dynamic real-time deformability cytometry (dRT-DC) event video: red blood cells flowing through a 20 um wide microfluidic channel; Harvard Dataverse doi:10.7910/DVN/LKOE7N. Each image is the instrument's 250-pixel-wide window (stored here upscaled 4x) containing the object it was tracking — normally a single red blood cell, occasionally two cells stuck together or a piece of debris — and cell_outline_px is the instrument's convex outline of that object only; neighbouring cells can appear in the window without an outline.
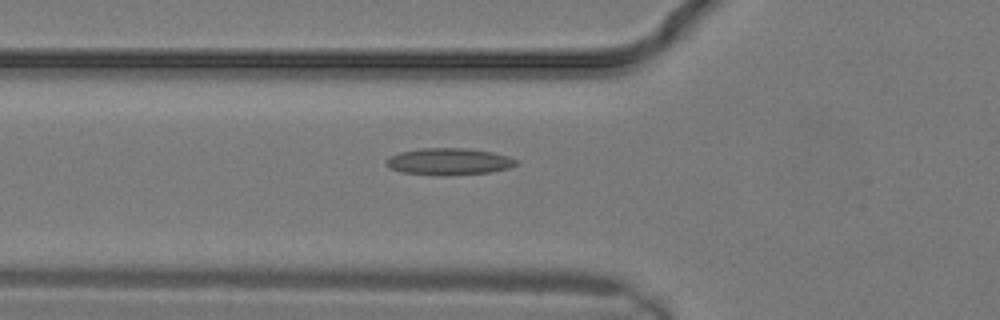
{"species": "common noctule bat (a hibernating species)", "species_latin": "Nyctalus noctula", "temperature_condition": "warm", "stored_images_in_passage": 12, "camera_frame_rate_fps": 3000, "um_per_image_px": 0.085, "animal": {"sex": "male", "body_mass_g": 19.2, "forearm_length_mm": 51.8}, "frame": {"image": 1, "passage_image": 10, "time_ms": 3.0, "image_size_px": [1000, 320], "cell_outline_px": [[520, 164], [508, 168], [492, 172], [452, 176], [440, 176], [400, 172], [384, 164], [384, 160], [388, 156], [400, 152], [420, 148], [468, 148], [492, 152], [508, 156], [516, 160]], "centroid_in_image_um": [38.14, 13.74], "position_along_channel_um": 87.7, "area_um2": 20.75}}
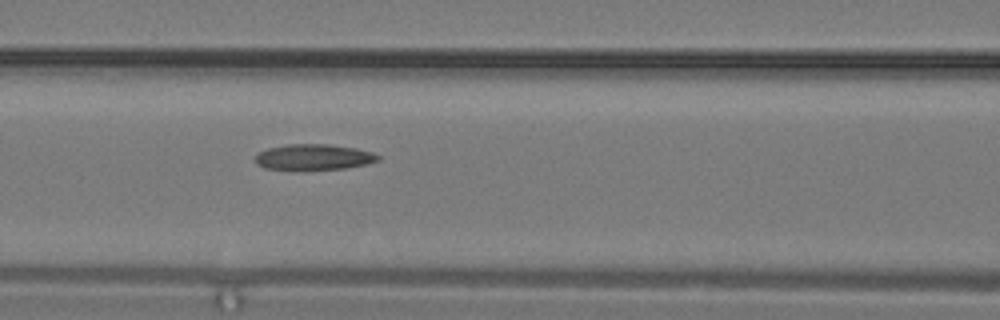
{"frame": {"image": 2, "passage_image": 12, "time_ms": 3.667, "image_size_px": [1000, 320], "cell_outline_px": [[380, 160], [368, 164], [344, 168], [304, 172], [300, 172], [264, 168], [256, 164], [256, 156], [260, 152], [268, 148], [288, 144], [328, 144], [356, 148], [372, 152], [380, 156]], "centroid_in_image_um": [26.66, 13.39], "position_along_channel_um": 139.9, "area_um2": 19.13}}